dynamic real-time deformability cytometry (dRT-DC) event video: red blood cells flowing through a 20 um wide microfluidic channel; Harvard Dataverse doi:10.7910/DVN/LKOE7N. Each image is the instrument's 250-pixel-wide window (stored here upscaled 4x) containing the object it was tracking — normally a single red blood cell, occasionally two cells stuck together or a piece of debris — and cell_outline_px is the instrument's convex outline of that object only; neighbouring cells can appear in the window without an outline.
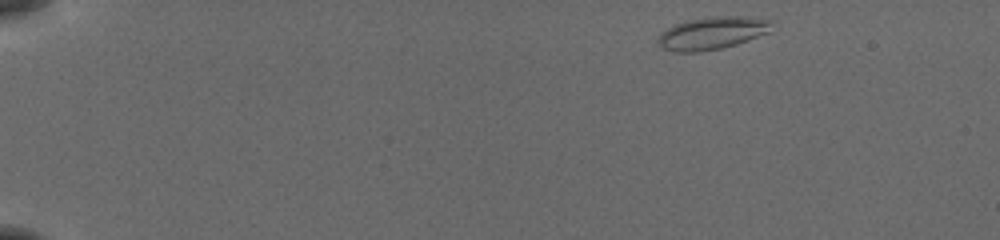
{"species": "common noctule bat (a hibernating species)", "species_latin": "Nyctalus noctula", "temperature_condition": "cold", "stored_images_in_passage": 48, "camera_frame_rate_fps": 3000, "um_per_image_px": 0.085, "animal": {"sex": "female", "body_mass_g": 19.5, "forearm_length_mm": 54.1}, "frame": {"image": 1, "passage_image": 1, "time_ms": 0.0, "image_size_px": [1000, 240], "cell_outline_px": [[776, 20], [768, 32], [748, 40], [736, 44], [720, 48], [700, 52], [676, 52], [664, 48], [656, 44], [656, 40], [660, 32], [684, 20], [720, 16], [748, 16]], "centroid_in_image_um": [60.54, 2.8], "position_along_channel_um": 24.5, "area_um2": 21.79}}
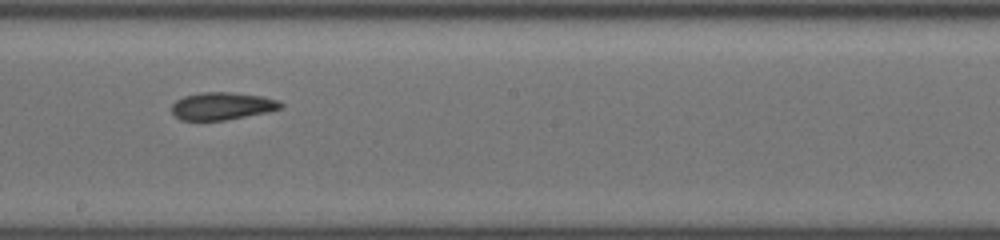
{"frame": {"image": 2, "passage_image": 26, "time_ms": 8.333, "image_size_px": [1000, 240], "cell_outline_px": [[284, 104], [280, 108], [268, 112], [224, 120], [180, 120], [172, 112], [172, 104], [176, 100], [184, 96], [200, 92], [228, 92], [260, 96], [280, 100]], "centroid_in_image_um": [18.87, 9.01], "position_along_channel_um": 229.3, "area_um2": 17.4}}
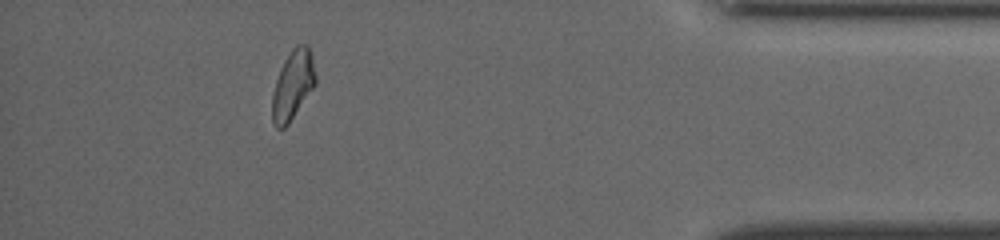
{"frame": {"image": 3, "passage_image": 43, "time_ms": 14.0, "image_size_px": [1000, 240], "cell_outline_px": [[316, 84], [288, 124], [284, 128], [276, 128], [272, 124], [272, 92], [280, 68], [284, 60], [292, 48], [296, 44], [308, 44], [316, 76]], "centroid_in_image_um": [24.87, 7.22], "position_along_channel_um": 410.3, "area_um2": 17.51}, "authors_computed_cell_mechanics": {"area_um2": 17.8024, "velocity_mm_per_s": 3.8738, "shape_relaxation_time_tau1_ms": null, "shape_relaxation_time_tau2_ms": 9.8698, "deformation_change_tau1": null, "deformation_change_tau2": 0.1696}}